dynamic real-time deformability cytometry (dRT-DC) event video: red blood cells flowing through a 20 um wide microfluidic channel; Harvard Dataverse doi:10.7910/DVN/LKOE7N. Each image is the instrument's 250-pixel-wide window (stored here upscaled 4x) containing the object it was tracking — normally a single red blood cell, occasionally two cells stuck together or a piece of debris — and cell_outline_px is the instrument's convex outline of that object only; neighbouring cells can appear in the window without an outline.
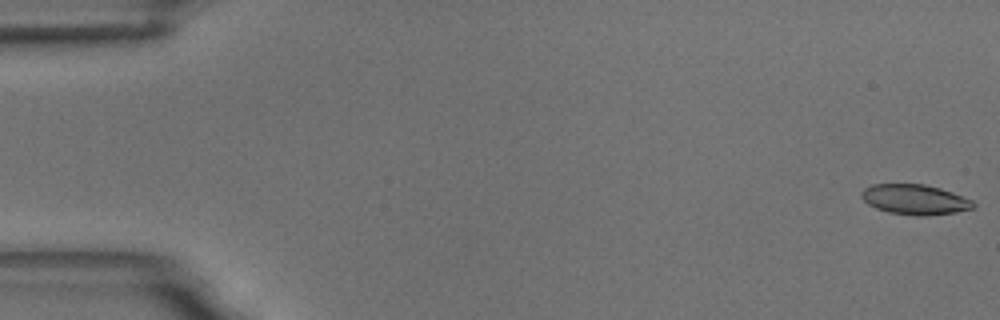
{"species": "common noctule bat (a hibernating species)", "species_latin": "Nyctalus noctula", "temperature_condition": "room temperature", "stored_images_in_passage": 56, "camera_frame_rate_fps": 3000, "um_per_image_px": 0.085, "animal": {"sex": "male", "body_mass_g": 18.8}, "frame": {"image": 1, "passage_image": 1, "time_ms": 0.0, "image_size_px": [1000, 320], "cell_outline_px": [[976, 204], [972, 208], [956, 212], [924, 216], [916, 216], [888, 212], [876, 208], [868, 204], [860, 196], [860, 192], [864, 188], [872, 184], [924, 184], [940, 188], [952, 192], [972, 200]], "centroid_in_image_um": [77.74, 16.95], "position_along_channel_um": 7.3, "area_um2": 19.65}}
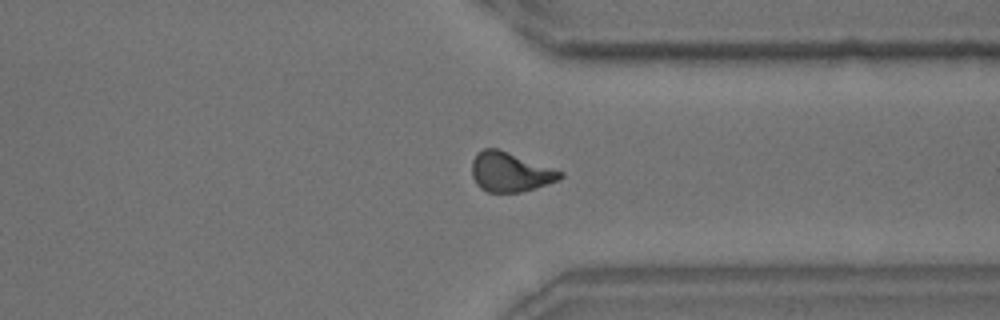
{"frame": {"image": 2, "passage_image": 43, "time_ms": 14.0, "image_size_px": [1000, 320], "cell_outline_px": [[564, 176], [556, 180], [520, 192], [488, 192], [480, 188], [476, 184], [472, 176], [472, 160], [476, 152], [484, 148], [496, 148], [508, 152], [564, 172]], "centroid_in_image_um": [43.31, 14.61], "position_along_channel_um": 368.1, "area_um2": 20.06}}
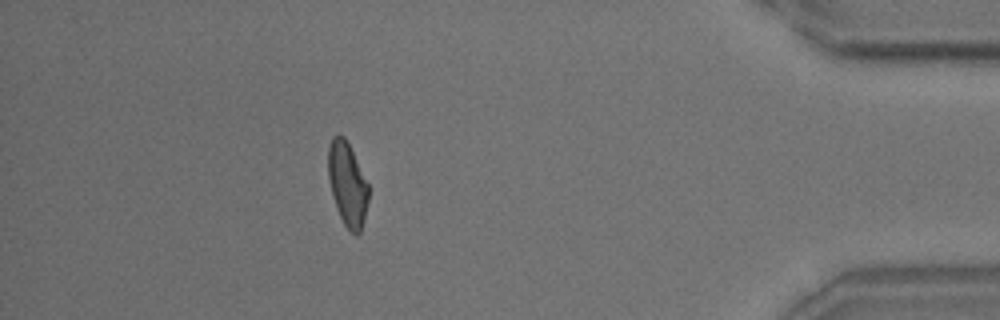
{"frame": {"image": 3, "passage_image": 50, "time_ms": 16.333, "image_size_px": [1000, 320], "cell_outline_px": [[368, 200], [364, 220], [360, 232], [356, 236], [344, 224], [336, 208], [328, 176], [328, 148], [332, 136], [344, 136], [368, 184]], "centroid_in_image_um": [29.52, 15.67], "position_along_channel_um": 405.7, "area_um2": 19.25}, "authors_computed_cell_mechanics": {"area_um2": 20.1144, "velocity_mm_per_s": 3.6279, "shape_relaxation_time_tau1_ms": 7.175, "shape_relaxation_time_tau2_ms": 2.1397, "deformation_change_tau1": 0.1687, "deformation_change_tau2": 0.0717}}